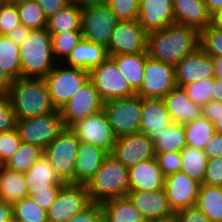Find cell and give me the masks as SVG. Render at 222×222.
I'll use <instances>...</instances> for the list:
<instances>
[{"mask_svg":"<svg viewBox=\"0 0 222 222\" xmlns=\"http://www.w3.org/2000/svg\"><path fill=\"white\" fill-rule=\"evenodd\" d=\"M118 21L105 0L82 2L81 31L83 39L107 48L112 31Z\"/></svg>","mask_w":222,"mask_h":222,"instance_id":"5","label":"cell"},{"mask_svg":"<svg viewBox=\"0 0 222 222\" xmlns=\"http://www.w3.org/2000/svg\"><path fill=\"white\" fill-rule=\"evenodd\" d=\"M21 25L16 3L5 2L0 8V34L7 35Z\"/></svg>","mask_w":222,"mask_h":222,"instance_id":"45","label":"cell"},{"mask_svg":"<svg viewBox=\"0 0 222 222\" xmlns=\"http://www.w3.org/2000/svg\"><path fill=\"white\" fill-rule=\"evenodd\" d=\"M14 79L0 68V94H8Z\"/></svg>","mask_w":222,"mask_h":222,"instance_id":"56","label":"cell"},{"mask_svg":"<svg viewBox=\"0 0 222 222\" xmlns=\"http://www.w3.org/2000/svg\"><path fill=\"white\" fill-rule=\"evenodd\" d=\"M221 115V102L210 100L202 106V117L207 118L211 123H215Z\"/></svg>","mask_w":222,"mask_h":222,"instance_id":"54","label":"cell"},{"mask_svg":"<svg viewBox=\"0 0 222 222\" xmlns=\"http://www.w3.org/2000/svg\"><path fill=\"white\" fill-rule=\"evenodd\" d=\"M16 127V118L8 94H0V133Z\"/></svg>","mask_w":222,"mask_h":222,"instance_id":"47","label":"cell"},{"mask_svg":"<svg viewBox=\"0 0 222 222\" xmlns=\"http://www.w3.org/2000/svg\"><path fill=\"white\" fill-rule=\"evenodd\" d=\"M162 99L173 123L186 125L202 117V106L193 103L183 88H174Z\"/></svg>","mask_w":222,"mask_h":222,"instance_id":"23","label":"cell"},{"mask_svg":"<svg viewBox=\"0 0 222 222\" xmlns=\"http://www.w3.org/2000/svg\"><path fill=\"white\" fill-rule=\"evenodd\" d=\"M215 64V78L222 79V56L213 58Z\"/></svg>","mask_w":222,"mask_h":222,"instance_id":"60","label":"cell"},{"mask_svg":"<svg viewBox=\"0 0 222 222\" xmlns=\"http://www.w3.org/2000/svg\"><path fill=\"white\" fill-rule=\"evenodd\" d=\"M212 18L222 9V0H203Z\"/></svg>","mask_w":222,"mask_h":222,"instance_id":"58","label":"cell"},{"mask_svg":"<svg viewBox=\"0 0 222 222\" xmlns=\"http://www.w3.org/2000/svg\"><path fill=\"white\" fill-rule=\"evenodd\" d=\"M125 167L155 158V147L152 140L144 133L137 132L118 137L110 153Z\"/></svg>","mask_w":222,"mask_h":222,"instance_id":"16","label":"cell"},{"mask_svg":"<svg viewBox=\"0 0 222 222\" xmlns=\"http://www.w3.org/2000/svg\"><path fill=\"white\" fill-rule=\"evenodd\" d=\"M155 222H174V220L155 221Z\"/></svg>","mask_w":222,"mask_h":222,"instance_id":"66","label":"cell"},{"mask_svg":"<svg viewBox=\"0 0 222 222\" xmlns=\"http://www.w3.org/2000/svg\"><path fill=\"white\" fill-rule=\"evenodd\" d=\"M65 222H103L101 204L92 202L86 209Z\"/></svg>","mask_w":222,"mask_h":222,"instance_id":"49","label":"cell"},{"mask_svg":"<svg viewBox=\"0 0 222 222\" xmlns=\"http://www.w3.org/2000/svg\"><path fill=\"white\" fill-rule=\"evenodd\" d=\"M13 219L12 204L0 200V222H8Z\"/></svg>","mask_w":222,"mask_h":222,"instance_id":"57","label":"cell"},{"mask_svg":"<svg viewBox=\"0 0 222 222\" xmlns=\"http://www.w3.org/2000/svg\"><path fill=\"white\" fill-rule=\"evenodd\" d=\"M18 1H21V0H6V2H9V3H16Z\"/></svg>","mask_w":222,"mask_h":222,"instance_id":"63","label":"cell"},{"mask_svg":"<svg viewBox=\"0 0 222 222\" xmlns=\"http://www.w3.org/2000/svg\"><path fill=\"white\" fill-rule=\"evenodd\" d=\"M147 221L174 220L175 213L169 205L164 189L155 191L129 190L126 195Z\"/></svg>","mask_w":222,"mask_h":222,"instance_id":"17","label":"cell"},{"mask_svg":"<svg viewBox=\"0 0 222 222\" xmlns=\"http://www.w3.org/2000/svg\"><path fill=\"white\" fill-rule=\"evenodd\" d=\"M44 80L53 106L56 110H61L75 93L90 80V73L82 68L66 65L64 67V64L56 63Z\"/></svg>","mask_w":222,"mask_h":222,"instance_id":"6","label":"cell"},{"mask_svg":"<svg viewBox=\"0 0 222 222\" xmlns=\"http://www.w3.org/2000/svg\"><path fill=\"white\" fill-rule=\"evenodd\" d=\"M176 87L174 66L147 55L142 86L136 94L143 99H162Z\"/></svg>","mask_w":222,"mask_h":222,"instance_id":"13","label":"cell"},{"mask_svg":"<svg viewBox=\"0 0 222 222\" xmlns=\"http://www.w3.org/2000/svg\"><path fill=\"white\" fill-rule=\"evenodd\" d=\"M16 120L33 118L56 111L44 79L18 78L8 92Z\"/></svg>","mask_w":222,"mask_h":222,"instance_id":"2","label":"cell"},{"mask_svg":"<svg viewBox=\"0 0 222 222\" xmlns=\"http://www.w3.org/2000/svg\"><path fill=\"white\" fill-rule=\"evenodd\" d=\"M70 129L80 142L98 146L109 154L117 140L104 110L76 122Z\"/></svg>","mask_w":222,"mask_h":222,"instance_id":"14","label":"cell"},{"mask_svg":"<svg viewBox=\"0 0 222 222\" xmlns=\"http://www.w3.org/2000/svg\"><path fill=\"white\" fill-rule=\"evenodd\" d=\"M199 48L212 58L222 56V28L213 22L199 31Z\"/></svg>","mask_w":222,"mask_h":222,"instance_id":"40","label":"cell"},{"mask_svg":"<svg viewBox=\"0 0 222 222\" xmlns=\"http://www.w3.org/2000/svg\"><path fill=\"white\" fill-rule=\"evenodd\" d=\"M138 22L147 33L174 24L173 0H139Z\"/></svg>","mask_w":222,"mask_h":222,"instance_id":"20","label":"cell"},{"mask_svg":"<svg viewBox=\"0 0 222 222\" xmlns=\"http://www.w3.org/2000/svg\"><path fill=\"white\" fill-rule=\"evenodd\" d=\"M82 2H72L65 9L47 18L46 29L50 34L81 31Z\"/></svg>","mask_w":222,"mask_h":222,"instance_id":"31","label":"cell"},{"mask_svg":"<svg viewBox=\"0 0 222 222\" xmlns=\"http://www.w3.org/2000/svg\"><path fill=\"white\" fill-rule=\"evenodd\" d=\"M148 137L154 143L155 153L181 152L187 146L185 127L180 123H172L156 135Z\"/></svg>","mask_w":222,"mask_h":222,"instance_id":"32","label":"cell"},{"mask_svg":"<svg viewBox=\"0 0 222 222\" xmlns=\"http://www.w3.org/2000/svg\"><path fill=\"white\" fill-rule=\"evenodd\" d=\"M25 180L29 197L35 192L61 189L65 184L44 155L25 173Z\"/></svg>","mask_w":222,"mask_h":222,"instance_id":"25","label":"cell"},{"mask_svg":"<svg viewBox=\"0 0 222 222\" xmlns=\"http://www.w3.org/2000/svg\"><path fill=\"white\" fill-rule=\"evenodd\" d=\"M180 172L188 175L200 184L203 183L207 167V156L202 149L186 146L181 152Z\"/></svg>","mask_w":222,"mask_h":222,"instance_id":"34","label":"cell"},{"mask_svg":"<svg viewBox=\"0 0 222 222\" xmlns=\"http://www.w3.org/2000/svg\"><path fill=\"white\" fill-rule=\"evenodd\" d=\"M198 47L199 31L190 26L174 23L147 36V55L174 67Z\"/></svg>","mask_w":222,"mask_h":222,"instance_id":"1","label":"cell"},{"mask_svg":"<svg viewBox=\"0 0 222 222\" xmlns=\"http://www.w3.org/2000/svg\"><path fill=\"white\" fill-rule=\"evenodd\" d=\"M132 90L137 93L143 82L147 53L110 56Z\"/></svg>","mask_w":222,"mask_h":222,"instance_id":"29","label":"cell"},{"mask_svg":"<svg viewBox=\"0 0 222 222\" xmlns=\"http://www.w3.org/2000/svg\"><path fill=\"white\" fill-rule=\"evenodd\" d=\"M80 141L70 128L44 149V156L50 161L56 174L64 183L74 184V170Z\"/></svg>","mask_w":222,"mask_h":222,"instance_id":"9","label":"cell"},{"mask_svg":"<svg viewBox=\"0 0 222 222\" xmlns=\"http://www.w3.org/2000/svg\"><path fill=\"white\" fill-rule=\"evenodd\" d=\"M195 207L211 222H222V186L200 184Z\"/></svg>","mask_w":222,"mask_h":222,"instance_id":"33","label":"cell"},{"mask_svg":"<svg viewBox=\"0 0 222 222\" xmlns=\"http://www.w3.org/2000/svg\"><path fill=\"white\" fill-rule=\"evenodd\" d=\"M22 78L44 79L57 63L52 53L51 34L45 28L34 29L19 46Z\"/></svg>","mask_w":222,"mask_h":222,"instance_id":"3","label":"cell"},{"mask_svg":"<svg viewBox=\"0 0 222 222\" xmlns=\"http://www.w3.org/2000/svg\"><path fill=\"white\" fill-rule=\"evenodd\" d=\"M19 137L24 143L45 149L66 128L60 110L46 115L16 120Z\"/></svg>","mask_w":222,"mask_h":222,"instance_id":"7","label":"cell"},{"mask_svg":"<svg viewBox=\"0 0 222 222\" xmlns=\"http://www.w3.org/2000/svg\"><path fill=\"white\" fill-rule=\"evenodd\" d=\"M73 2H86V1H90V0H72Z\"/></svg>","mask_w":222,"mask_h":222,"instance_id":"64","label":"cell"},{"mask_svg":"<svg viewBox=\"0 0 222 222\" xmlns=\"http://www.w3.org/2000/svg\"><path fill=\"white\" fill-rule=\"evenodd\" d=\"M89 73L90 80L93 82L94 87L104 103L113 99L127 98L136 94L111 57H108Z\"/></svg>","mask_w":222,"mask_h":222,"instance_id":"10","label":"cell"},{"mask_svg":"<svg viewBox=\"0 0 222 222\" xmlns=\"http://www.w3.org/2000/svg\"><path fill=\"white\" fill-rule=\"evenodd\" d=\"M13 222H25V221L13 219Z\"/></svg>","mask_w":222,"mask_h":222,"instance_id":"67","label":"cell"},{"mask_svg":"<svg viewBox=\"0 0 222 222\" xmlns=\"http://www.w3.org/2000/svg\"><path fill=\"white\" fill-rule=\"evenodd\" d=\"M6 2V0H0V8Z\"/></svg>","mask_w":222,"mask_h":222,"instance_id":"65","label":"cell"},{"mask_svg":"<svg viewBox=\"0 0 222 222\" xmlns=\"http://www.w3.org/2000/svg\"><path fill=\"white\" fill-rule=\"evenodd\" d=\"M22 140L16 128L0 133V161L4 165L19 149Z\"/></svg>","mask_w":222,"mask_h":222,"instance_id":"44","label":"cell"},{"mask_svg":"<svg viewBox=\"0 0 222 222\" xmlns=\"http://www.w3.org/2000/svg\"><path fill=\"white\" fill-rule=\"evenodd\" d=\"M91 203L85 185L65 183L56 200L47 210L48 222H65L86 209Z\"/></svg>","mask_w":222,"mask_h":222,"instance_id":"12","label":"cell"},{"mask_svg":"<svg viewBox=\"0 0 222 222\" xmlns=\"http://www.w3.org/2000/svg\"><path fill=\"white\" fill-rule=\"evenodd\" d=\"M200 183L183 172L165 177L164 190L174 213L195 207Z\"/></svg>","mask_w":222,"mask_h":222,"instance_id":"19","label":"cell"},{"mask_svg":"<svg viewBox=\"0 0 222 222\" xmlns=\"http://www.w3.org/2000/svg\"><path fill=\"white\" fill-rule=\"evenodd\" d=\"M212 100L222 102V79L214 78Z\"/></svg>","mask_w":222,"mask_h":222,"instance_id":"59","label":"cell"},{"mask_svg":"<svg viewBox=\"0 0 222 222\" xmlns=\"http://www.w3.org/2000/svg\"><path fill=\"white\" fill-rule=\"evenodd\" d=\"M147 36L138 20H119L107 46L109 57L147 53Z\"/></svg>","mask_w":222,"mask_h":222,"instance_id":"11","label":"cell"},{"mask_svg":"<svg viewBox=\"0 0 222 222\" xmlns=\"http://www.w3.org/2000/svg\"><path fill=\"white\" fill-rule=\"evenodd\" d=\"M103 222H148L127 196L101 203Z\"/></svg>","mask_w":222,"mask_h":222,"instance_id":"28","label":"cell"},{"mask_svg":"<svg viewBox=\"0 0 222 222\" xmlns=\"http://www.w3.org/2000/svg\"><path fill=\"white\" fill-rule=\"evenodd\" d=\"M118 20H138L139 0H105Z\"/></svg>","mask_w":222,"mask_h":222,"instance_id":"43","label":"cell"},{"mask_svg":"<svg viewBox=\"0 0 222 222\" xmlns=\"http://www.w3.org/2000/svg\"><path fill=\"white\" fill-rule=\"evenodd\" d=\"M39 146L22 142L19 149L4 164L10 170L25 174L42 156Z\"/></svg>","mask_w":222,"mask_h":222,"instance_id":"35","label":"cell"},{"mask_svg":"<svg viewBox=\"0 0 222 222\" xmlns=\"http://www.w3.org/2000/svg\"><path fill=\"white\" fill-rule=\"evenodd\" d=\"M0 68L5 70L14 80L21 78L19 46L7 35L0 36Z\"/></svg>","mask_w":222,"mask_h":222,"instance_id":"36","label":"cell"},{"mask_svg":"<svg viewBox=\"0 0 222 222\" xmlns=\"http://www.w3.org/2000/svg\"><path fill=\"white\" fill-rule=\"evenodd\" d=\"M213 23L222 28V9L213 17Z\"/></svg>","mask_w":222,"mask_h":222,"instance_id":"62","label":"cell"},{"mask_svg":"<svg viewBox=\"0 0 222 222\" xmlns=\"http://www.w3.org/2000/svg\"><path fill=\"white\" fill-rule=\"evenodd\" d=\"M174 222H211L209 218L196 207L180 210L175 213Z\"/></svg>","mask_w":222,"mask_h":222,"instance_id":"50","label":"cell"},{"mask_svg":"<svg viewBox=\"0 0 222 222\" xmlns=\"http://www.w3.org/2000/svg\"><path fill=\"white\" fill-rule=\"evenodd\" d=\"M12 207L13 219L25 222H48L47 211L37 205L29 196L14 203Z\"/></svg>","mask_w":222,"mask_h":222,"instance_id":"41","label":"cell"},{"mask_svg":"<svg viewBox=\"0 0 222 222\" xmlns=\"http://www.w3.org/2000/svg\"><path fill=\"white\" fill-rule=\"evenodd\" d=\"M184 127L187 146L202 150L215 133L214 124L204 117L187 123Z\"/></svg>","mask_w":222,"mask_h":222,"instance_id":"37","label":"cell"},{"mask_svg":"<svg viewBox=\"0 0 222 222\" xmlns=\"http://www.w3.org/2000/svg\"><path fill=\"white\" fill-rule=\"evenodd\" d=\"M108 57L106 47L82 38L62 63L64 62L63 64L69 67H78L90 72Z\"/></svg>","mask_w":222,"mask_h":222,"instance_id":"26","label":"cell"},{"mask_svg":"<svg viewBox=\"0 0 222 222\" xmlns=\"http://www.w3.org/2000/svg\"><path fill=\"white\" fill-rule=\"evenodd\" d=\"M155 158L158 162L159 168L167 177L176 172H180L181 169V154L178 151L155 153Z\"/></svg>","mask_w":222,"mask_h":222,"instance_id":"46","label":"cell"},{"mask_svg":"<svg viewBox=\"0 0 222 222\" xmlns=\"http://www.w3.org/2000/svg\"><path fill=\"white\" fill-rule=\"evenodd\" d=\"M203 151L207 159L222 158V134L215 132Z\"/></svg>","mask_w":222,"mask_h":222,"instance_id":"53","label":"cell"},{"mask_svg":"<svg viewBox=\"0 0 222 222\" xmlns=\"http://www.w3.org/2000/svg\"><path fill=\"white\" fill-rule=\"evenodd\" d=\"M4 165L2 164V162L0 161V169L3 167Z\"/></svg>","mask_w":222,"mask_h":222,"instance_id":"68","label":"cell"},{"mask_svg":"<svg viewBox=\"0 0 222 222\" xmlns=\"http://www.w3.org/2000/svg\"><path fill=\"white\" fill-rule=\"evenodd\" d=\"M104 102L91 80H88L60 110L66 128L103 110Z\"/></svg>","mask_w":222,"mask_h":222,"instance_id":"15","label":"cell"},{"mask_svg":"<svg viewBox=\"0 0 222 222\" xmlns=\"http://www.w3.org/2000/svg\"><path fill=\"white\" fill-rule=\"evenodd\" d=\"M141 114L140 132L147 136L156 135L173 123L160 98L143 99Z\"/></svg>","mask_w":222,"mask_h":222,"instance_id":"27","label":"cell"},{"mask_svg":"<svg viewBox=\"0 0 222 222\" xmlns=\"http://www.w3.org/2000/svg\"><path fill=\"white\" fill-rule=\"evenodd\" d=\"M142 102L143 98L135 94L104 103L103 110L117 138L140 132Z\"/></svg>","mask_w":222,"mask_h":222,"instance_id":"8","label":"cell"},{"mask_svg":"<svg viewBox=\"0 0 222 222\" xmlns=\"http://www.w3.org/2000/svg\"><path fill=\"white\" fill-rule=\"evenodd\" d=\"M85 186L94 203L125 197L129 192L128 168L109 154Z\"/></svg>","mask_w":222,"mask_h":222,"instance_id":"4","label":"cell"},{"mask_svg":"<svg viewBox=\"0 0 222 222\" xmlns=\"http://www.w3.org/2000/svg\"><path fill=\"white\" fill-rule=\"evenodd\" d=\"M59 191L60 189H48V191L35 192L30 197L37 205L47 211L56 200Z\"/></svg>","mask_w":222,"mask_h":222,"instance_id":"52","label":"cell"},{"mask_svg":"<svg viewBox=\"0 0 222 222\" xmlns=\"http://www.w3.org/2000/svg\"><path fill=\"white\" fill-rule=\"evenodd\" d=\"M25 174L8 169H0V200L14 204L28 197Z\"/></svg>","mask_w":222,"mask_h":222,"instance_id":"30","label":"cell"},{"mask_svg":"<svg viewBox=\"0 0 222 222\" xmlns=\"http://www.w3.org/2000/svg\"><path fill=\"white\" fill-rule=\"evenodd\" d=\"M210 186H222V158L207 160L203 183Z\"/></svg>","mask_w":222,"mask_h":222,"instance_id":"48","label":"cell"},{"mask_svg":"<svg viewBox=\"0 0 222 222\" xmlns=\"http://www.w3.org/2000/svg\"><path fill=\"white\" fill-rule=\"evenodd\" d=\"M215 132L222 134V102H221V115L217 118V121L214 123Z\"/></svg>","mask_w":222,"mask_h":222,"instance_id":"61","label":"cell"},{"mask_svg":"<svg viewBox=\"0 0 222 222\" xmlns=\"http://www.w3.org/2000/svg\"><path fill=\"white\" fill-rule=\"evenodd\" d=\"M175 23L200 31L213 22L203 0H173Z\"/></svg>","mask_w":222,"mask_h":222,"instance_id":"24","label":"cell"},{"mask_svg":"<svg viewBox=\"0 0 222 222\" xmlns=\"http://www.w3.org/2000/svg\"><path fill=\"white\" fill-rule=\"evenodd\" d=\"M129 190L155 191L164 189L165 176L156 158L128 168Z\"/></svg>","mask_w":222,"mask_h":222,"instance_id":"21","label":"cell"},{"mask_svg":"<svg viewBox=\"0 0 222 222\" xmlns=\"http://www.w3.org/2000/svg\"><path fill=\"white\" fill-rule=\"evenodd\" d=\"M22 25L34 29H42L47 26V17L43 9L34 0H21L16 2Z\"/></svg>","mask_w":222,"mask_h":222,"instance_id":"38","label":"cell"},{"mask_svg":"<svg viewBox=\"0 0 222 222\" xmlns=\"http://www.w3.org/2000/svg\"><path fill=\"white\" fill-rule=\"evenodd\" d=\"M82 38V31H66L59 34H51L52 53L55 61L57 63H61L59 61H62V59L65 61Z\"/></svg>","mask_w":222,"mask_h":222,"instance_id":"39","label":"cell"},{"mask_svg":"<svg viewBox=\"0 0 222 222\" xmlns=\"http://www.w3.org/2000/svg\"><path fill=\"white\" fill-rule=\"evenodd\" d=\"M43 9L47 18L58 13L70 5L72 0H34Z\"/></svg>","mask_w":222,"mask_h":222,"instance_id":"51","label":"cell"},{"mask_svg":"<svg viewBox=\"0 0 222 222\" xmlns=\"http://www.w3.org/2000/svg\"><path fill=\"white\" fill-rule=\"evenodd\" d=\"M213 85L214 78H209L184 85L182 88L193 103L203 106L212 100Z\"/></svg>","mask_w":222,"mask_h":222,"instance_id":"42","label":"cell"},{"mask_svg":"<svg viewBox=\"0 0 222 222\" xmlns=\"http://www.w3.org/2000/svg\"><path fill=\"white\" fill-rule=\"evenodd\" d=\"M108 155L107 151L98 146L80 142L75 163L74 184L86 185L101 168Z\"/></svg>","mask_w":222,"mask_h":222,"instance_id":"22","label":"cell"},{"mask_svg":"<svg viewBox=\"0 0 222 222\" xmlns=\"http://www.w3.org/2000/svg\"><path fill=\"white\" fill-rule=\"evenodd\" d=\"M177 87L191 84L202 79L215 78V64L212 57L199 47L185 56L175 67Z\"/></svg>","mask_w":222,"mask_h":222,"instance_id":"18","label":"cell"},{"mask_svg":"<svg viewBox=\"0 0 222 222\" xmlns=\"http://www.w3.org/2000/svg\"><path fill=\"white\" fill-rule=\"evenodd\" d=\"M32 29L27 28L24 25L17 26L13 31L7 34V36L18 46H20L30 36Z\"/></svg>","mask_w":222,"mask_h":222,"instance_id":"55","label":"cell"}]
</instances>
